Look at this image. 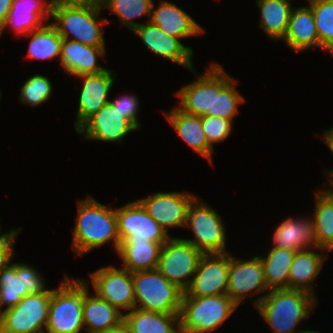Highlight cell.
<instances>
[{"label":"cell","mask_w":333,"mask_h":333,"mask_svg":"<svg viewBox=\"0 0 333 333\" xmlns=\"http://www.w3.org/2000/svg\"><path fill=\"white\" fill-rule=\"evenodd\" d=\"M260 9L259 27L263 29L269 38L277 41L284 39L288 22L293 10L288 0H257Z\"/></svg>","instance_id":"30"},{"label":"cell","mask_w":333,"mask_h":333,"mask_svg":"<svg viewBox=\"0 0 333 333\" xmlns=\"http://www.w3.org/2000/svg\"><path fill=\"white\" fill-rule=\"evenodd\" d=\"M166 119L176 130L182 140L192 149L212 163V148L203 130L202 116L190 115L174 107L171 112L166 113Z\"/></svg>","instance_id":"24"},{"label":"cell","mask_w":333,"mask_h":333,"mask_svg":"<svg viewBox=\"0 0 333 333\" xmlns=\"http://www.w3.org/2000/svg\"><path fill=\"white\" fill-rule=\"evenodd\" d=\"M77 205L78 214L72 237L75 254L82 255L111 240L118 252L121 240L118 235L116 209H111L90 196L79 200Z\"/></svg>","instance_id":"1"},{"label":"cell","mask_w":333,"mask_h":333,"mask_svg":"<svg viewBox=\"0 0 333 333\" xmlns=\"http://www.w3.org/2000/svg\"><path fill=\"white\" fill-rule=\"evenodd\" d=\"M236 80L231 78L224 69L215 64V103L214 117L233 120L238 113V105L244 102L237 89Z\"/></svg>","instance_id":"29"},{"label":"cell","mask_w":333,"mask_h":333,"mask_svg":"<svg viewBox=\"0 0 333 333\" xmlns=\"http://www.w3.org/2000/svg\"><path fill=\"white\" fill-rule=\"evenodd\" d=\"M113 75L112 71L107 69L106 71L98 74L77 76V78H82L84 81L78 101L79 108L76 113V131L91 116L110 102L107 96L115 80V76Z\"/></svg>","instance_id":"19"},{"label":"cell","mask_w":333,"mask_h":333,"mask_svg":"<svg viewBox=\"0 0 333 333\" xmlns=\"http://www.w3.org/2000/svg\"><path fill=\"white\" fill-rule=\"evenodd\" d=\"M84 280L83 323L88 333H103L123 323V313L95 293L90 297L88 284Z\"/></svg>","instance_id":"22"},{"label":"cell","mask_w":333,"mask_h":333,"mask_svg":"<svg viewBox=\"0 0 333 333\" xmlns=\"http://www.w3.org/2000/svg\"><path fill=\"white\" fill-rule=\"evenodd\" d=\"M155 9L151 6L149 20L166 34L176 38H187L202 34L204 29L184 10L168 1H162Z\"/></svg>","instance_id":"21"},{"label":"cell","mask_w":333,"mask_h":333,"mask_svg":"<svg viewBox=\"0 0 333 333\" xmlns=\"http://www.w3.org/2000/svg\"><path fill=\"white\" fill-rule=\"evenodd\" d=\"M115 110H117L124 118H126L137 130L140 129V123L137 117L139 103L137 97L121 96L110 101Z\"/></svg>","instance_id":"39"},{"label":"cell","mask_w":333,"mask_h":333,"mask_svg":"<svg viewBox=\"0 0 333 333\" xmlns=\"http://www.w3.org/2000/svg\"><path fill=\"white\" fill-rule=\"evenodd\" d=\"M309 250L296 252L290 266L288 289L303 290L315 295L312 287L313 280L319 275L328 255Z\"/></svg>","instance_id":"27"},{"label":"cell","mask_w":333,"mask_h":333,"mask_svg":"<svg viewBox=\"0 0 333 333\" xmlns=\"http://www.w3.org/2000/svg\"><path fill=\"white\" fill-rule=\"evenodd\" d=\"M274 246L295 251L318 248L315 227L312 218L293 219L288 218L279 223L273 234Z\"/></svg>","instance_id":"23"},{"label":"cell","mask_w":333,"mask_h":333,"mask_svg":"<svg viewBox=\"0 0 333 333\" xmlns=\"http://www.w3.org/2000/svg\"><path fill=\"white\" fill-rule=\"evenodd\" d=\"M196 198L186 192H157L138 201L168 233L170 227H185L189 206Z\"/></svg>","instance_id":"14"},{"label":"cell","mask_w":333,"mask_h":333,"mask_svg":"<svg viewBox=\"0 0 333 333\" xmlns=\"http://www.w3.org/2000/svg\"><path fill=\"white\" fill-rule=\"evenodd\" d=\"M230 253L203 254L183 296L227 295Z\"/></svg>","instance_id":"11"},{"label":"cell","mask_w":333,"mask_h":333,"mask_svg":"<svg viewBox=\"0 0 333 333\" xmlns=\"http://www.w3.org/2000/svg\"><path fill=\"white\" fill-rule=\"evenodd\" d=\"M132 281L135 308L163 314H179L184 292L167 280L158 269L133 272Z\"/></svg>","instance_id":"6"},{"label":"cell","mask_w":333,"mask_h":333,"mask_svg":"<svg viewBox=\"0 0 333 333\" xmlns=\"http://www.w3.org/2000/svg\"><path fill=\"white\" fill-rule=\"evenodd\" d=\"M102 7L109 8L116 14L121 24L133 31L140 24L135 23L133 19L142 15L151 16V6L153 0H100Z\"/></svg>","instance_id":"34"},{"label":"cell","mask_w":333,"mask_h":333,"mask_svg":"<svg viewBox=\"0 0 333 333\" xmlns=\"http://www.w3.org/2000/svg\"><path fill=\"white\" fill-rule=\"evenodd\" d=\"M202 124L207 141L212 148L214 143L226 139L232 130V121L221 117L203 115Z\"/></svg>","instance_id":"37"},{"label":"cell","mask_w":333,"mask_h":333,"mask_svg":"<svg viewBox=\"0 0 333 333\" xmlns=\"http://www.w3.org/2000/svg\"><path fill=\"white\" fill-rule=\"evenodd\" d=\"M323 141L333 153V127L330 128V130L325 131ZM326 174H328L327 176L330 177L329 180H331L333 178V169H331L330 172L328 171Z\"/></svg>","instance_id":"44"},{"label":"cell","mask_w":333,"mask_h":333,"mask_svg":"<svg viewBox=\"0 0 333 333\" xmlns=\"http://www.w3.org/2000/svg\"><path fill=\"white\" fill-rule=\"evenodd\" d=\"M295 52L312 47H319V37L312 8H293L283 39Z\"/></svg>","instance_id":"25"},{"label":"cell","mask_w":333,"mask_h":333,"mask_svg":"<svg viewBox=\"0 0 333 333\" xmlns=\"http://www.w3.org/2000/svg\"><path fill=\"white\" fill-rule=\"evenodd\" d=\"M116 217L121 241H152L164 244L170 238L138 200L117 208Z\"/></svg>","instance_id":"10"},{"label":"cell","mask_w":333,"mask_h":333,"mask_svg":"<svg viewBox=\"0 0 333 333\" xmlns=\"http://www.w3.org/2000/svg\"><path fill=\"white\" fill-rule=\"evenodd\" d=\"M296 333H320L318 331H314V330H308V329H305V330H300Z\"/></svg>","instance_id":"47"},{"label":"cell","mask_w":333,"mask_h":333,"mask_svg":"<svg viewBox=\"0 0 333 333\" xmlns=\"http://www.w3.org/2000/svg\"><path fill=\"white\" fill-rule=\"evenodd\" d=\"M133 32L141 38L152 53L194 71L192 67L193 50L189 46L183 45L179 38L166 34L150 20L146 25L140 24Z\"/></svg>","instance_id":"16"},{"label":"cell","mask_w":333,"mask_h":333,"mask_svg":"<svg viewBox=\"0 0 333 333\" xmlns=\"http://www.w3.org/2000/svg\"><path fill=\"white\" fill-rule=\"evenodd\" d=\"M163 244L152 241H121L117 252L123 268L131 273L157 269Z\"/></svg>","instance_id":"28"},{"label":"cell","mask_w":333,"mask_h":333,"mask_svg":"<svg viewBox=\"0 0 333 333\" xmlns=\"http://www.w3.org/2000/svg\"><path fill=\"white\" fill-rule=\"evenodd\" d=\"M31 36L27 58L52 60L60 57L63 38L57 29L49 23L25 36Z\"/></svg>","instance_id":"32"},{"label":"cell","mask_w":333,"mask_h":333,"mask_svg":"<svg viewBox=\"0 0 333 333\" xmlns=\"http://www.w3.org/2000/svg\"><path fill=\"white\" fill-rule=\"evenodd\" d=\"M137 130L109 102L91 116L78 130L84 139L121 142L130 131Z\"/></svg>","instance_id":"18"},{"label":"cell","mask_w":333,"mask_h":333,"mask_svg":"<svg viewBox=\"0 0 333 333\" xmlns=\"http://www.w3.org/2000/svg\"><path fill=\"white\" fill-rule=\"evenodd\" d=\"M181 111L196 116H214L215 103V63L195 81L183 86L177 93Z\"/></svg>","instance_id":"17"},{"label":"cell","mask_w":333,"mask_h":333,"mask_svg":"<svg viewBox=\"0 0 333 333\" xmlns=\"http://www.w3.org/2000/svg\"><path fill=\"white\" fill-rule=\"evenodd\" d=\"M43 20L39 14H8L7 21L0 30V37L7 26L13 27L16 35L20 33L24 36L45 25Z\"/></svg>","instance_id":"38"},{"label":"cell","mask_w":333,"mask_h":333,"mask_svg":"<svg viewBox=\"0 0 333 333\" xmlns=\"http://www.w3.org/2000/svg\"><path fill=\"white\" fill-rule=\"evenodd\" d=\"M41 275L27 264L9 263L0 272V311L14 307L24 296L47 292Z\"/></svg>","instance_id":"13"},{"label":"cell","mask_w":333,"mask_h":333,"mask_svg":"<svg viewBox=\"0 0 333 333\" xmlns=\"http://www.w3.org/2000/svg\"><path fill=\"white\" fill-rule=\"evenodd\" d=\"M238 305L228 295L182 296L181 333H209L221 327Z\"/></svg>","instance_id":"4"},{"label":"cell","mask_w":333,"mask_h":333,"mask_svg":"<svg viewBox=\"0 0 333 333\" xmlns=\"http://www.w3.org/2000/svg\"><path fill=\"white\" fill-rule=\"evenodd\" d=\"M14 0H0V30L4 27Z\"/></svg>","instance_id":"43"},{"label":"cell","mask_w":333,"mask_h":333,"mask_svg":"<svg viewBox=\"0 0 333 333\" xmlns=\"http://www.w3.org/2000/svg\"><path fill=\"white\" fill-rule=\"evenodd\" d=\"M200 203V204H199ZM192 228L194 239H185L203 254L228 253L225 227L220 215L208 204L196 198L189 206L186 225Z\"/></svg>","instance_id":"9"},{"label":"cell","mask_w":333,"mask_h":333,"mask_svg":"<svg viewBox=\"0 0 333 333\" xmlns=\"http://www.w3.org/2000/svg\"><path fill=\"white\" fill-rule=\"evenodd\" d=\"M46 0H14L9 14H39L44 20L51 16Z\"/></svg>","instance_id":"40"},{"label":"cell","mask_w":333,"mask_h":333,"mask_svg":"<svg viewBox=\"0 0 333 333\" xmlns=\"http://www.w3.org/2000/svg\"><path fill=\"white\" fill-rule=\"evenodd\" d=\"M84 280L65 275L59 288L53 289L45 333H80L83 323Z\"/></svg>","instance_id":"5"},{"label":"cell","mask_w":333,"mask_h":333,"mask_svg":"<svg viewBox=\"0 0 333 333\" xmlns=\"http://www.w3.org/2000/svg\"><path fill=\"white\" fill-rule=\"evenodd\" d=\"M312 8L319 47L333 53V0H307Z\"/></svg>","instance_id":"35"},{"label":"cell","mask_w":333,"mask_h":333,"mask_svg":"<svg viewBox=\"0 0 333 333\" xmlns=\"http://www.w3.org/2000/svg\"><path fill=\"white\" fill-rule=\"evenodd\" d=\"M328 184H329V186L331 185V186H333V183L330 181V180H328ZM331 203H332V205H333V188L331 187L330 189H327L326 188V190H321L320 191Z\"/></svg>","instance_id":"45"},{"label":"cell","mask_w":333,"mask_h":333,"mask_svg":"<svg viewBox=\"0 0 333 333\" xmlns=\"http://www.w3.org/2000/svg\"><path fill=\"white\" fill-rule=\"evenodd\" d=\"M103 333H129L127 327L122 323L119 327Z\"/></svg>","instance_id":"46"},{"label":"cell","mask_w":333,"mask_h":333,"mask_svg":"<svg viewBox=\"0 0 333 333\" xmlns=\"http://www.w3.org/2000/svg\"><path fill=\"white\" fill-rule=\"evenodd\" d=\"M202 255L203 253L187 240L170 237L162 245L157 269L167 280L185 292L192 282Z\"/></svg>","instance_id":"8"},{"label":"cell","mask_w":333,"mask_h":333,"mask_svg":"<svg viewBox=\"0 0 333 333\" xmlns=\"http://www.w3.org/2000/svg\"><path fill=\"white\" fill-rule=\"evenodd\" d=\"M267 290L270 291L259 256L244 261L230 255L227 295L238 306L250 293Z\"/></svg>","instance_id":"15"},{"label":"cell","mask_w":333,"mask_h":333,"mask_svg":"<svg viewBox=\"0 0 333 333\" xmlns=\"http://www.w3.org/2000/svg\"><path fill=\"white\" fill-rule=\"evenodd\" d=\"M103 9L100 1L84 4L60 6L51 10V17L56 22L51 24L57 29L63 39L78 41L92 47H105L103 28L101 25L107 24V19L98 18Z\"/></svg>","instance_id":"3"},{"label":"cell","mask_w":333,"mask_h":333,"mask_svg":"<svg viewBox=\"0 0 333 333\" xmlns=\"http://www.w3.org/2000/svg\"><path fill=\"white\" fill-rule=\"evenodd\" d=\"M265 294L253 303L274 333H296L297 324L317 302L316 295L303 290L273 289Z\"/></svg>","instance_id":"2"},{"label":"cell","mask_w":333,"mask_h":333,"mask_svg":"<svg viewBox=\"0 0 333 333\" xmlns=\"http://www.w3.org/2000/svg\"><path fill=\"white\" fill-rule=\"evenodd\" d=\"M100 0H50L47 2L50 9H54L60 6H71V5H84L98 2Z\"/></svg>","instance_id":"42"},{"label":"cell","mask_w":333,"mask_h":333,"mask_svg":"<svg viewBox=\"0 0 333 333\" xmlns=\"http://www.w3.org/2000/svg\"><path fill=\"white\" fill-rule=\"evenodd\" d=\"M52 89L51 81L47 77L36 74L22 85L19 99L22 104L36 107L49 99Z\"/></svg>","instance_id":"36"},{"label":"cell","mask_w":333,"mask_h":333,"mask_svg":"<svg viewBox=\"0 0 333 333\" xmlns=\"http://www.w3.org/2000/svg\"><path fill=\"white\" fill-rule=\"evenodd\" d=\"M314 222L318 248L333 250V205L319 191L316 192Z\"/></svg>","instance_id":"33"},{"label":"cell","mask_w":333,"mask_h":333,"mask_svg":"<svg viewBox=\"0 0 333 333\" xmlns=\"http://www.w3.org/2000/svg\"><path fill=\"white\" fill-rule=\"evenodd\" d=\"M52 291L28 294L1 311L0 333H45Z\"/></svg>","instance_id":"7"},{"label":"cell","mask_w":333,"mask_h":333,"mask_svg":"<svg viewBox=\"0 0 333 333\" xmlns=\"http://www.w3.org/2000/svg\"><path fill=\"white\" fill-rule=\"evenodd\" d=\"M90 276L99 298L109 302L119 312L120 309L130 312L135 308V291L130 271L107 266L99 268Z\"/></svg>","instance_id":"12"},{"label":"cell","mask_w":333,"mask_h":333,"mask_svg":"<svg viewBox=\"0 0 333 333\" xmlns=\"http://www.w3.org/2000/svg\"><path fill=\"white\" fill-rule=\"evenodd\" d=\"M21 228L0 235V272L11 263L14 257V242Z\"/></svg>","instance_id":"41"},{"label":"cell","mask_w":333,"mask_h":333,"mask_svg":"<svg viewBox=\"0 0 333 333\" xmlns=\"http://www.w3.org/2000/svg\"><path fill=\"white\" fill-rule=\"evenodd\" d=\"M296 252L295 250L272 247L266 258L259 256L269 290L288 289L290 266Z\"/></svg>","instance_id":"31"},{"label":"cell","mask_w":333,"mask_h":333,"mask_svg":"<svg viewBox=\"0 0 333 333\" xmlns=\"http://www.w3.org/2000/svg\"><path fill=\"white\" fill-rule=\"evenodd\" d=\"M105 47H92L78 41L63 39L60 65L67 74L77 77L98 74L107 69L98 65V57H104Z\"/></svg>","instance_id":"20"},{"label":"cell","mask_w":333,"mask_h":333,"mask_svg":"<svg viewBox=\"0 0 333 333\" xmlns=\"http://www.w3.org/2000/svg\"><path fill=\"white\" fill-rule=\"evenodd\" d=\"M123 324L129 333H181L179 314H163L134 308L123 314Z\"/></svg>","instance_id":"26"}]
</instances>
